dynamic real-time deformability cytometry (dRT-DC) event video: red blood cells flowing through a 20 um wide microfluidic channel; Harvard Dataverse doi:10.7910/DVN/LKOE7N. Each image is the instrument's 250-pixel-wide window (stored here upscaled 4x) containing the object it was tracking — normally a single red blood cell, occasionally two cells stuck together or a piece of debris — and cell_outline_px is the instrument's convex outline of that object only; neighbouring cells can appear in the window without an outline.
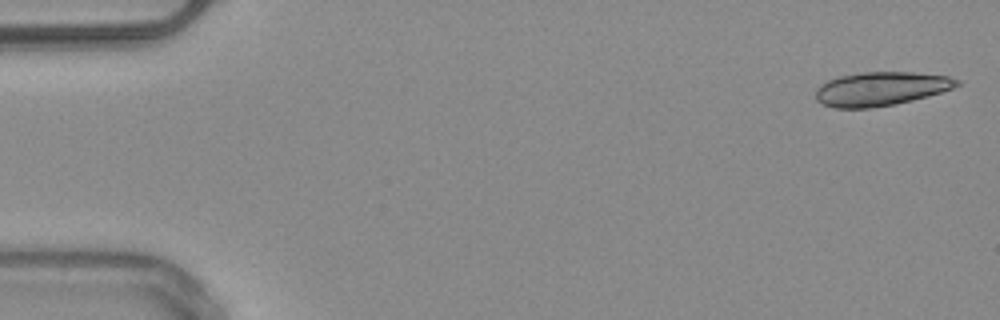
{"species": "common noctule bat (a hibernating species)", "species_latin": "Nyctalus noctula", "temperature_condition": "warm", "stored_images_in_passage": 16, "camera_frame_rate_fps": 3000, "um_per_image_px": 0.085, "animal": {"sex": "male", "body_mass_g": 20.4}, "frame": {"image": 1, "passage_image": 1, "time_ms": 0.0, "image_size_px": [1000, 320], "cell_outline_px": [[960, 84], [952, 88], [928, 96], [896, 104], [872, 108], [836, 108], [824, 104], [816, 100], [816, 88], [820, 84], [828, 80], [840, 76], [864, 72], [912, 72], [948, 76], [960, 80]], "centroid_in_image_um": [74.87, 7.55], "position_along_channel_um": 10.1, "area_um2": 27.8}}
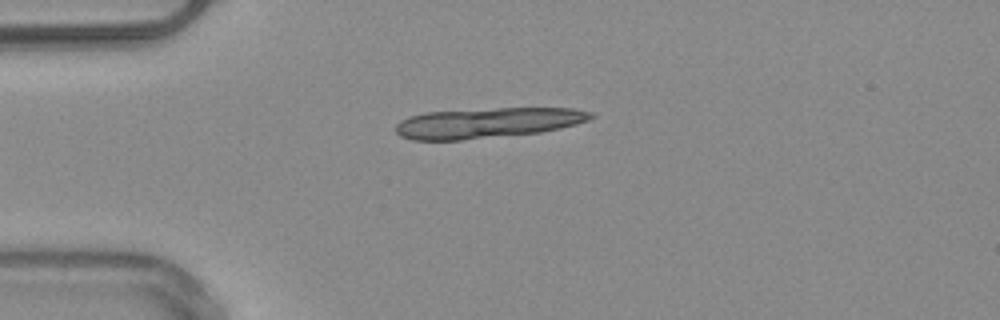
{"frame": {"image": 2, "passage_image": 12, "time_ms": 3.667, "image_size_px": [1000, 320], "cell_outline_px": [[596, 116], [588, 120], [576, 124], [560, 128], [540, 132], [460, 140], [412, 140], [400, 136], [396, 132], [396, 124], [400, 120], [408, 116], [424, 112], [496, 108], [572, 108], [592, 112]], "centroid_in_image_um": [41.41, 10.44], "position_along_channel_um": 43.6, "area_um2": 34.51}}